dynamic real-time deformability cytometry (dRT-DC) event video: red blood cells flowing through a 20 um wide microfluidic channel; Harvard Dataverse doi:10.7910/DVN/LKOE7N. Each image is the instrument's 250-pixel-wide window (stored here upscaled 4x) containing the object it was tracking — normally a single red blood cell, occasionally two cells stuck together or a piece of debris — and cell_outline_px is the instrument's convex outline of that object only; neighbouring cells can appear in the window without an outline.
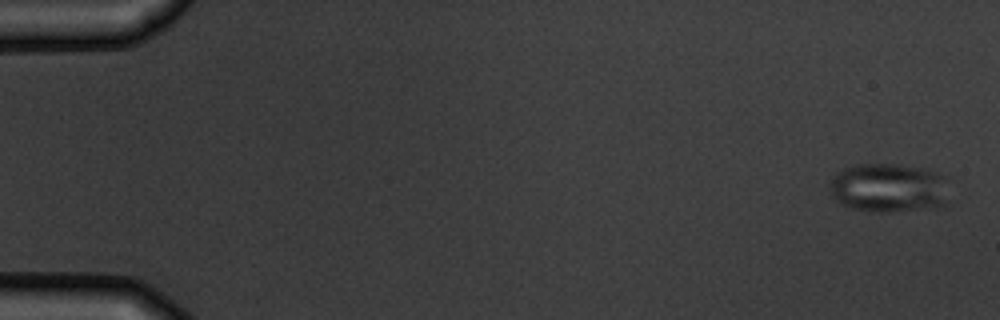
{"species": "common noctule bat (a hibernating species)", "species_latin": "Nyctalus noctula", "temperature_condition": "warm", "stored_images_in_passage": 7, "camera_frame_rate_fps": 3000, "um_per_image_px": 0.085, "animal": {"sex": "male", "body_mass_g": 19.5, "forearm_length_mm": 54.6}, "frame": {"image": 1, "passage_image": 1, "time_ms": 0.0, "image_size_px": [1000, 320], "cell_outline_px": [[948, 176], [944, 208], [892, 212], [868, 212], [848, 208], [840, 204], [832, 196], [828, 188], [832, 176], [836, 172], [844, 168], [856, 164], [896, 164], [924, 168]], "centroid_in_image_um": [75.53, 15.99], "position_along_channel_um": 9.5, "area_um2": 35.26}}